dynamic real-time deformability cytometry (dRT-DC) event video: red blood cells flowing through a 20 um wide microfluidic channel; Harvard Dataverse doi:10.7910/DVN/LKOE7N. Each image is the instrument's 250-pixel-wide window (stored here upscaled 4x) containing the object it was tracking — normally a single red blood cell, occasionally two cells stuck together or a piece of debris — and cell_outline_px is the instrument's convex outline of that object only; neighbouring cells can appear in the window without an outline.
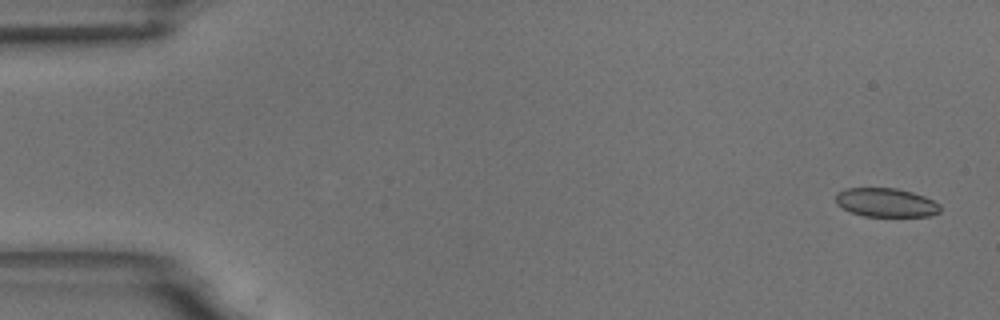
{"species": "common noctule bat (a hibernating species)", "species_latin": "Nyctalus noctula", "temperature_condition": "room temperature", "stored_images_in_passage": 55, "camera_frame_rate_fps": 3000, "um_per_image_px": 0.085, "animal": {"sex": "male", "body_mass_g": 18.8}, "frame": {"image": 1, "passage_image": 2, "time_ms": 0.333, "image_size_px": [1000, 320], "cell_outline_px": [[940, 212], [928, 216], [864, 216], [852, 212], [836, 204], [836, 192], [844, 188], [896, 188], [912, 192], [924, 196], [940, 204]], "centroid_in_image_um": [75.3, 17.21], "position_along_channel_um": 9.7, "area_um2": 17.51}}
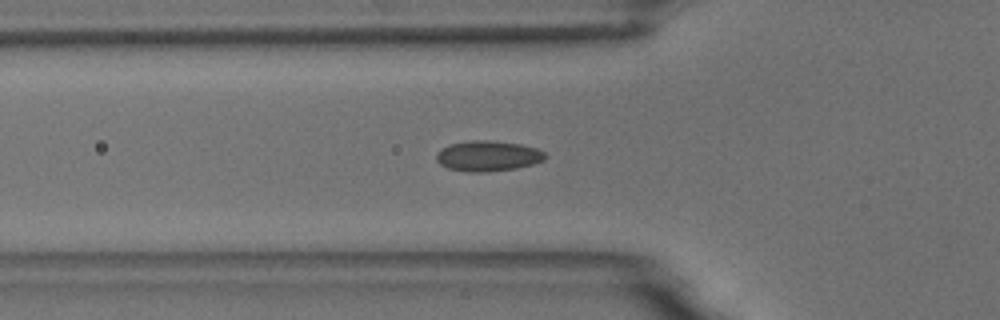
{"frame": {"image": 2, "passage_image": 19, "time_ms": 6.0, "image_size_px": [1000, 320], "cell_outline_px": [[548, 156], [544, 160], [532, 164], [516, 168], [488, 172], [464, 172], [448, 168], [440, 164], [436, 160], [436, 152], [448, 144], [472, 140], [488, 140], [520, 144], [536, 148], [544, 152]], "centroid_in_image_um": [41.45, 13.26], "position_along_channel_um": 84.4, "area_um2": 19.48}}
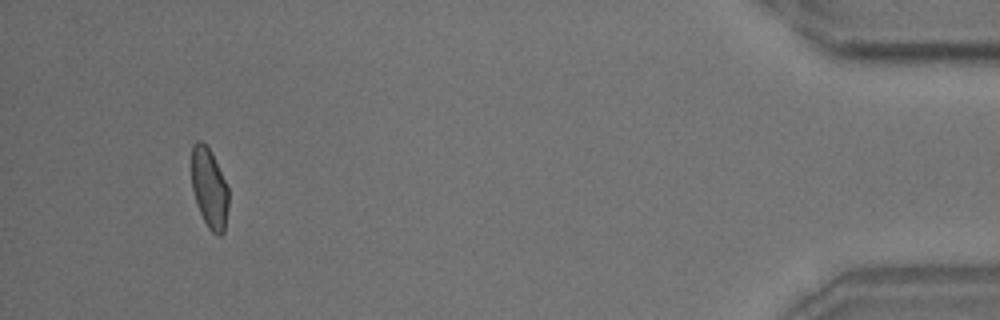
{"frame": {"image": 3, "passage_image": 52, "time_ms": 17.0, "image_size_px": [1000, 320], "cell_outline_px": [[228, 208], [224, 232], [220, 236], [212, 232], [208, 228], [196, 204], [192, 188], [192, 144], [196, 140], [200, 140], [212, 152], [228, 188]], "centroid_in_image_um": [17.79, 16.0], "position_along_channel_um": 417.4, "area_um2": 17.22}, "authors_computed_cell_mechanics": {"area_um2": 18.0914, "velocity_mm_per_s": 3.6622, "shape_relaxation_time_tau1_ms": 7.9461, "shape_relaxation_time_tau2_ms": 0.991, "deformation_change_tau1": 0.1343, "deformation_change_tau2": 0.0472}}